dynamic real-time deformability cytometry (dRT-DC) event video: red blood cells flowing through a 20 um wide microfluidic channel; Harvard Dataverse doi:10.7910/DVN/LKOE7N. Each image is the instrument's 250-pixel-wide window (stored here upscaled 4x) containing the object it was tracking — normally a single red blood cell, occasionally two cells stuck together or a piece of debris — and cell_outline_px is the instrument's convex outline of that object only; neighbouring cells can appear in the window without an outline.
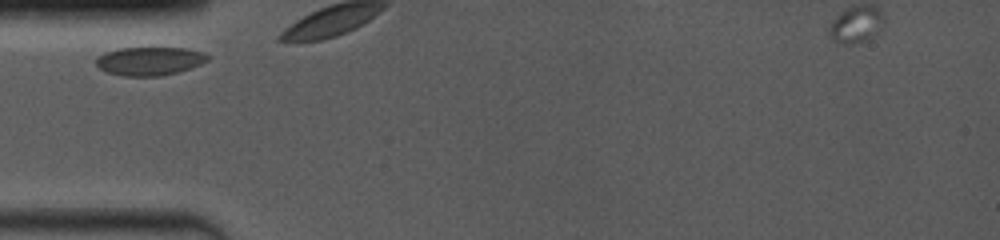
{"species": "common noctule bat (a hibernating species)", "species_latin": "Nyctalus noctula", "temperature_condition": "room temperature", "stored_images_in_passage": 3, "camera_frame_rate_fps": 4000, "um_per_image_px": 0.085, "animal": {"sex": "female", "body_mass_g": 19.0, "forearm_length_mm": 53.3}, "frame": {"image": 1, "passage_image": 1, "time_ms": 0.0, "image_size_px": [1000, 240], "cell_outline_px": [[208, 60], [200, 64], [176, 72], [160, 76], [124, 76], [108, 72], [100, 68], [96, 64], [96, 60], [104, 52], [120, 48], [188, 48], [204, 52], [208, 56]], "centroid_in_image_um": [12.72, 5.18], "position_along_channel_um": 72.3, "area_um2": 18.26}}